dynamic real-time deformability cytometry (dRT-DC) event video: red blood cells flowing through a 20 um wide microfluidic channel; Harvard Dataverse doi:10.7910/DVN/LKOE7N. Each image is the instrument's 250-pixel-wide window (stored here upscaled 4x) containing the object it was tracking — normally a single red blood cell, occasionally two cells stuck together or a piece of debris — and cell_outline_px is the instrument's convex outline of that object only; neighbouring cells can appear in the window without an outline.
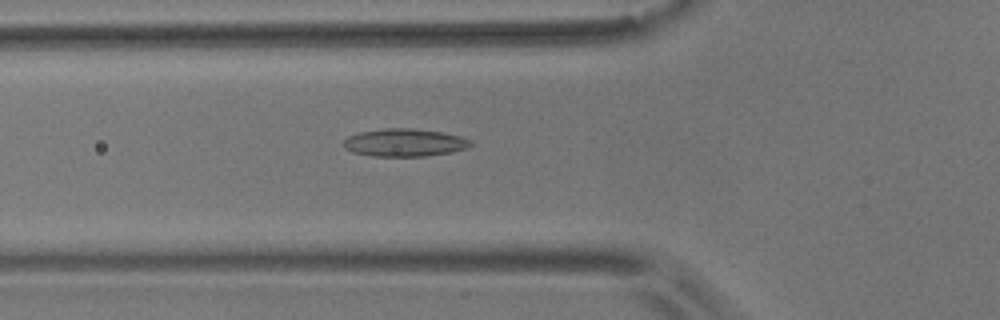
{"species": "common noctule bat (a hibernating species)", "species_latin": "Nyctalus noctula", "temperature_condition": "room temperature", "stored_images_in_passage": 49, "camera_frame_rate_fps": 3000, "um_per_image_px": 0.085, "animal": {"sex": "male", "body_mass_g": 17.9}, "frame": {"image": 1, "passage_image": 14, "time_ms": 4.333, "image_size_px": [1000, 320], "cell_outline_px": [[472, 144], [468, 148], [452, 152], [424, 156], [372, 156], [352, 152], [344, 148], [340, 144], [348, 136], [360, 132], [384, 128], [412, 128], [440, 132], [460, 136], [472, 140]], "centroid_in_image_um": [34.36, 12.12], "position_along_channel_um": 91.4, "area_um2": 20.69}}
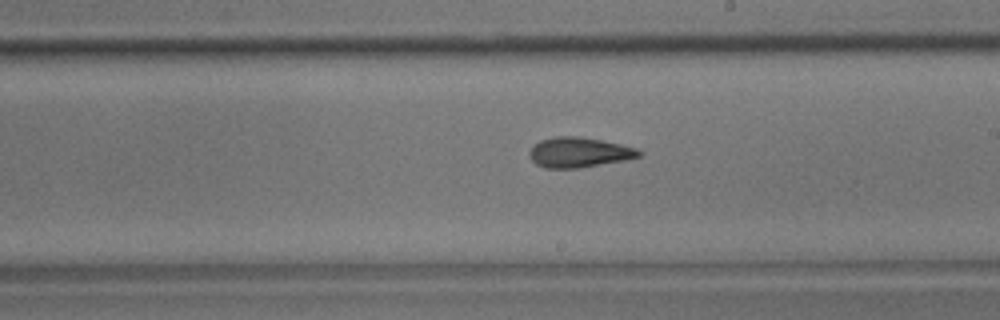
{"frame": {"image": 2, "passage_image": 26, "time_ms": 8.333, "image_size_px": [1000, 320], "cell_outline_px": [[644, 152], [640, 156], [624, 160], [580, 168], [544, 168], [536, 164], [532, 160], [528, 152], [540, 140], [556, 136], [576, 136], [600, 140], [620, 144], [636, 148]], "centroid_in_image_um": [49.22, 12.96], "position_along_channel_um": 239.8, "area_um2": 19.07}}
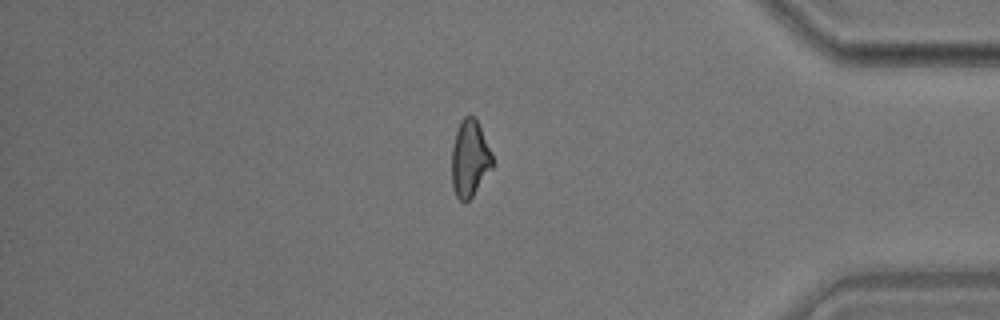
{"frame": {"image": 3, "passage_image": 41, "time_ms": 13.333, "image_size_px": [1000, 320], "cell_outline_px": [[492, 168], [472, 196], [464, 204], [456, 196], [452, 184], [452, 148], [456, 132], [460, 120], [464, 116], [476, 116], [492, 152]], "centroid_in_image_um": [39.93, 13.45], "position_along_channel_um": 395.3, "area_um2": 18.26}, "authors_computed_cell_mechanics": {"area_um2": 18.8428, "velocity_mm_per_s": 3.6878, "shape_relaxation_time_tau1_ms": null, "shape_relaxation_time_tau2_ms": 3.1205, "deformation_change_tau1": null, "deformation_change_tau2": 0.121}}